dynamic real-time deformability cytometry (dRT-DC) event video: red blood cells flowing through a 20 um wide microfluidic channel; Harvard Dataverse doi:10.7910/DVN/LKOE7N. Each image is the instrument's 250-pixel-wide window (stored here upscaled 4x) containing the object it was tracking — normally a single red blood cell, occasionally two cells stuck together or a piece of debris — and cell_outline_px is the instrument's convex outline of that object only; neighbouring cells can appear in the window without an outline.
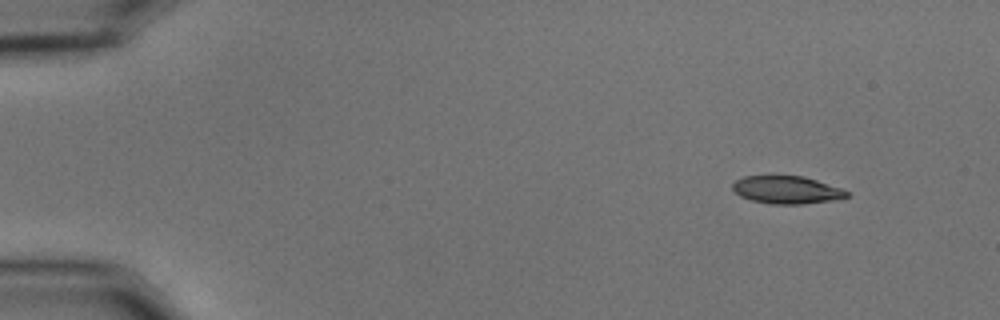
{"species": "common noctule bat (a hibernating species)", "species_latin": "Nyctalus noctula", "temperature_condition": "cold", "stored_images_in_passage": 51, "camera_frame_rate_fps": 3000, "um_per_image_px": 0.085, "animal": {"sex": "male", "body_mass_g": 15.6}, "frame": {"image": 1, "passage_image": 1, "time_ms": 0.0, "image_size_px": [1000, 320], "cell_outline_px": [[848, 196], [836, 200], [804, 204], [772, 204], [752, 200], [740, 196], [732, 192], [732, 184], [736, 180], [744, 176], [804, 176], [840, 188], [848, 192]], "centroid_in_image_um": [66.84, 16.14], "position_along_channel_um": 18.2, "area_um2": 18.44}}
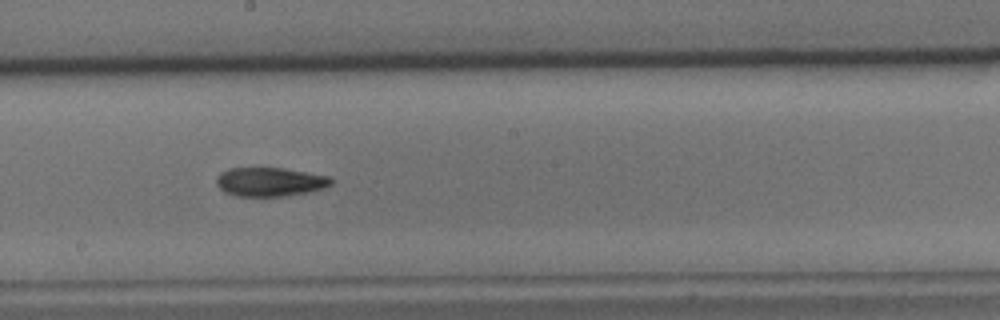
{"frame": {"image": 2, "passage_image": 27, "time_ms": 8.667, "image_size_px": [1000, 320], "cell_outline_px": [[332, 184], [324, 188], [308, 192], [284, 196], [236, 196], [224, 192], [216, 184], [216, 176], [220, 172], [228, 168], [284, 168], [332, 176]], "centroid_in_image_um": [22.94, 15.45], "position_along_channel_um": 225.3, "area_um2": 19.54}}
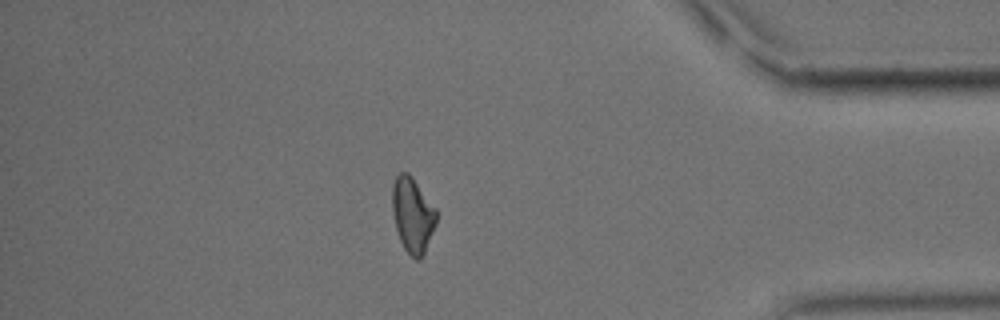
{"frame": {"image": 3, "passage_image": 44, "time_ms": 14.333, "image_size_px": [1000, 320], "cell_outline_px": [[436, 224], [424, 252], [420, 260], [416, 260], [404, 248], [400, 240], [396, 228], [392, 212], [392, 184], [396, 176], [400, 172], [408, 172], [412, 176], [436, 208]], "centroid_in_image_um": [35.06, 18.24], "position_along_channel_um": 400.1, "area_um2": 19.25}, "authors_computed_cell_mechanics": {"area_um2": 19.4208, "velocity_mm_per_s": 3.6117, "shape_relaxation_time_tau1_ms": 7.5629, "shape_relaxation_time_tau2_ms": 6.5309, "deformation_change_tau1": 0.1664, "deformation_change_tau2": 0.1445}}